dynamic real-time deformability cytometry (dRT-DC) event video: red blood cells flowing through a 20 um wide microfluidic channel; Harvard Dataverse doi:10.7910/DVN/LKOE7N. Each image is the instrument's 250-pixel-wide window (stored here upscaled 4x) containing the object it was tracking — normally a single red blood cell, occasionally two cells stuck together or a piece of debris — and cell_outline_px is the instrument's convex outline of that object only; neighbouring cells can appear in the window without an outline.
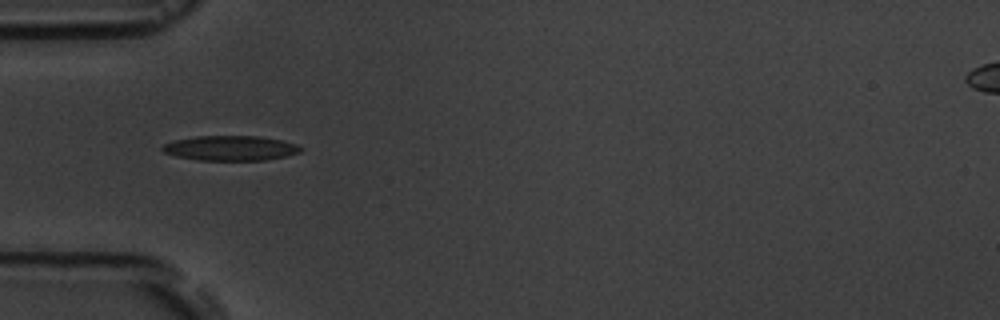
{"species": "common noctule bat (a hibernating species)", "species_latin": "Nyctalus noctula", "temperature_condition": "room temperature", "stored_images_in_passage": 5, "camera_frame_rate_fps": 3000, "um_per_image_px": 0.085, "animal": {"sex": "male", "body_mass_g": 19.5, "forearm_length_mm": 54.6}, "frame": {"image": 1, "passage_image": 4, "time_ms": 4.0, "image_size_px": [1000, 320], "cell_outline_px": [[304, 148], [300, 152], [288, 156], [264, 160], [196, 160], [176, 156], [164, 152], [160, 148], [164, 144], [172, 140], [196, 136], [260, 136], [280, 140], [296, 144]], "centroid_in_image_um": [19.58, 12.59], "position_along_channel_um": 65.4, "area_um2": 20.17}}
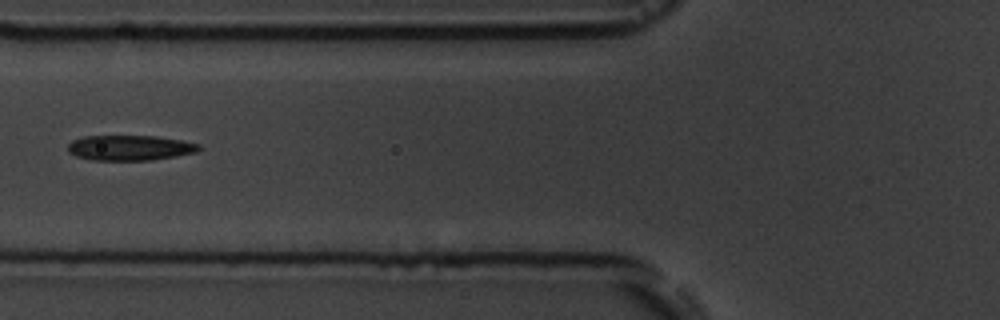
{"frame": {"image": 2, "passage_image": 5, "time_ms": 5.333, "image_size_px": [1000, 320], "cell_outline_px": [[200, 148], [196, 152], [176, 156], [152, 160], [88, 160], [76, 156], [68, 152], [68, 144], [72, 140], [84, 136], [156, 136], [184, 140], [200, 144]], "centroid_in_image_um": [11.03, 12.56], "position_along_channel_um": 114.8, "area_um2": 19.42}}